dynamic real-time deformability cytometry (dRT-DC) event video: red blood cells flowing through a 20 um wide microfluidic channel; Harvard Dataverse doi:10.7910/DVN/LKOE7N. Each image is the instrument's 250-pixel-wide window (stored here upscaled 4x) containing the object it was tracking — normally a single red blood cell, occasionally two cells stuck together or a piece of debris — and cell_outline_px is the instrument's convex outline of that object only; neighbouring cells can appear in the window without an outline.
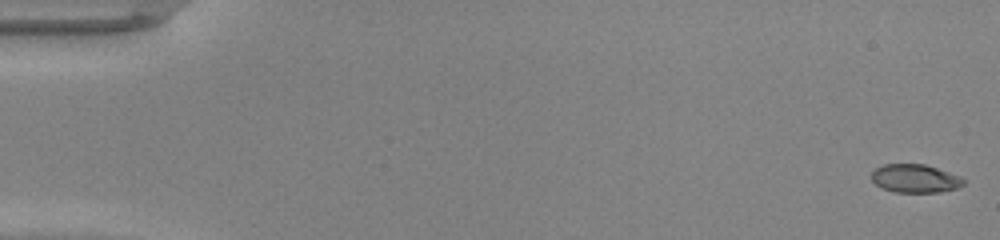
{"species": "common noctule bat (a hibernating species)", "species_latin": "Nyctalus noctula", "temperature_condition": "warm", "stored_images_in_passage": 48, "camera_frame_rate_fps": 3000, "um_per_image_px": 0.085, "animal": {"sex": "male", "body_mass_g": 20.0, "forearm_length_mm": 53.3}, "frame": {"image": 1, "passage_image": 1, "time_ms": 0.0, "image_size_px": [1000, 240], "cell_outline_px": [[964, 184], [956, 188], [940, 192], [896, 192], [884, 188], [876, 184], [872, 180], [872, 172], [876, 168], [884, 164], [924, 164], [960, 176], [964, 180]], "centroid_in_image_um": [77.78, 15.17], "position_along_channel_um": 7.2, "area_um2": 14.97}}
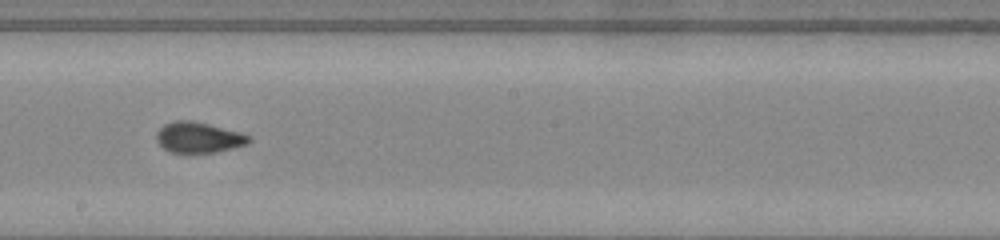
{"frame": {"image": 2, "passage_image": 28, "time_ms": 9.0, "image_size_px": [1000, 240], "cell_outline_px": [[252, 140], [248, 144], [216, 152], [168, 152], [156, 140], [156, 132], [164, 124], [176, 120], [192, 120], [240, 132], [252, 136]], "centroid_in_image_um": [16.89, 11.67], "position_along_channel_um": 231.3, "area_um2": 16.53}}
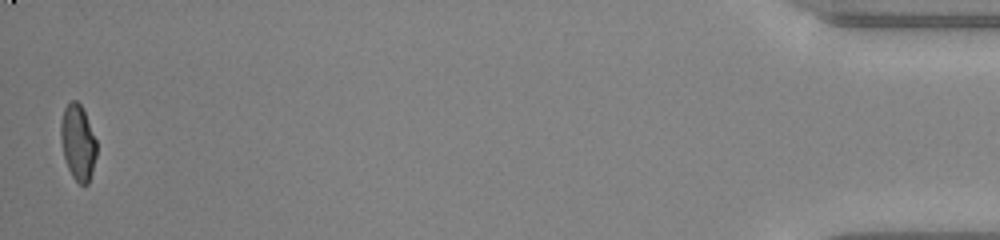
{"frame": {"image": 3, "passage_image": 48, "time_ms": 15.667, "image_size_px": [1000, 240], "cell_outline_px": [[96, 156], [92, 172], [88, 184], [80, 184], [72, 176], [68, 168], [64, 156], [60, 140], [60, 124], [64, 108], [72, 100], [76, 100], [80, 104], [84, 112], [96, 140]], "centroid_in_image_um": [6.61, 12.11], "position_along_channel_um": 428.6, "area_um2": 15.61}}